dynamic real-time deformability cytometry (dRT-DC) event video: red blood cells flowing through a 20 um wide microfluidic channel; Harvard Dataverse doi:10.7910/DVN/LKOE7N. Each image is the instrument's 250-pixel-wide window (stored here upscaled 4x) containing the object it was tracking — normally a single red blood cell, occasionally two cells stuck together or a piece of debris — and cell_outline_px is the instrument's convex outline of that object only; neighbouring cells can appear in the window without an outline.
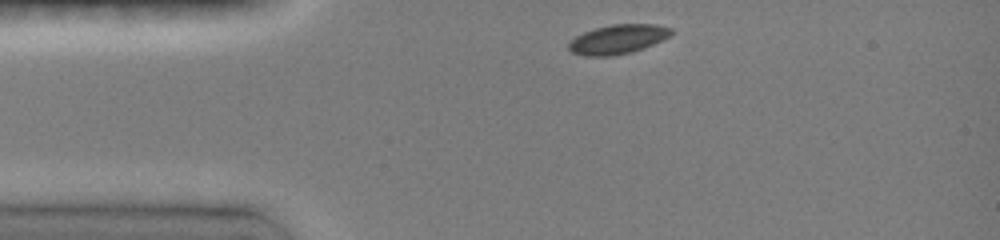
{"species": "common noctule bat (a hibernating species)", "species_latin": "Nyctalus noctula", "temperature_condition": "room temperature", "stored_images_in_passage": 25, "camera_frame_rate_fps": 3000, "um_per_image_px": 0.085, "animal": {"sex": "female", "body_mass_g": 19.0, "forearm_length_mm": 51.5}, "frame": {"image": 1, "passage_image": 1, "time_ms": 0.0, "image_size_px": [1000, 240], "cell_outline_px": [[672, 32], [668, 36], [652, 44], [632, 52], [612, 56], [584, 56], [572, 52], [568, 48], [568, 40], [584, 32], [596, 28], [612, 24], [656, 24], [672, 28]], "centroid_in_image_um": [52.47, 3.34], "position_along_channel_um": 32.5, "area_um2": 17.4}}
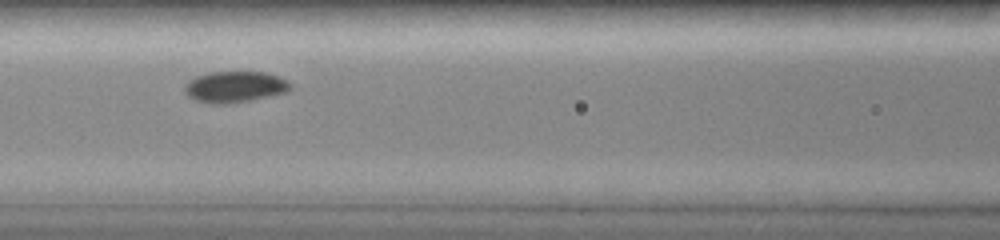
{"frame": {"image": 2, "passage_image": 9, "time_ms": 3.667, "image_size_px": [1000, 240], "cell_outline_px": [[292, 88], [288, 92], [228, 104], [208, 104], [196, 100], [188, 96], [184, 92], [184, 88], [188, 80], [196, 76], [208, 72], [264, 72], [280, 76], [292, 84]], "centroid_in_image_um": [19.95, 7.38], "position_along_channel_um": 146.6, "area_um2": 19.36}}
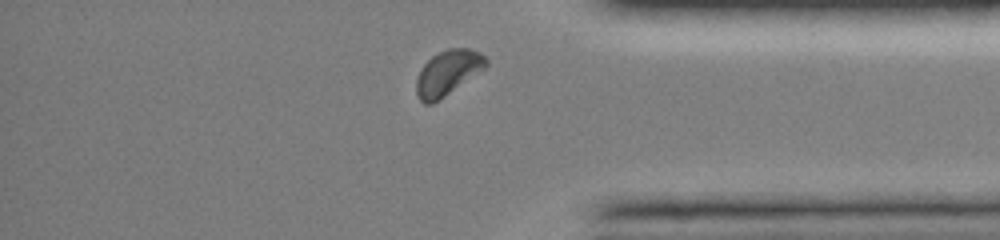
{"frame": {"image": 3, "passage_image": 23, "time_ms": 10.0, "image_size_px": [1000, 240], "cell_outline_px": [[488, 64], [484, 68], [432, 104], [424, 104], [420, 100], [416, 92], [416, 80], [424, 64], [432, 56], [448, 48], [468, 48], [480, 52], [488, 60]], "centroid_in_image_um": [38.05, 6.17], "position_along_channel_um": 397.1, "area_um2": 17.8}, "authors_computed_cell_mechanics": {"area_um2": 18.2648, "velocity_mm_per_s": 4.0158, "shape_relaxation_time_tau1_ms": 3.6963, "shape_relaxation_time_tau2_ms": null, "deformation_change_tau1": 0.0944, "deformation_change_tau2": null}}